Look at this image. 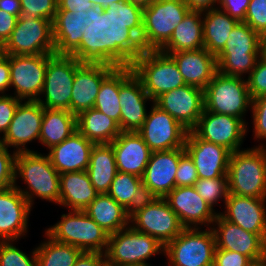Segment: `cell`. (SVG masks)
<instances>
[{"mask_svg":"<svg viewBox=\"0 0 266 266\" xmlns=\"http://www.w3.org/2000/svg\"><path fill=\"white\" fill-rule=\"evenodd\" d=\"M214 222L211 228L214 232L216 248L243 254L255 265L266 262V241L259 234L244 230L225 220L219 213Z\"/></svg>","mask_w":266,"mask_h":266,"instance_id":"obj_19","label":"cell"},{"mask_svg":"<svg viewBox=\"0 0 266 266\" xmlns=\"http://www.w3.org/2000/svg\"><path fill=\"white\" fill-rule=\"evenodd\" d=\"M77 131V116L65 109L44 108L39 142L46 148L60 144Z\"/></svg>","mask_w":266,"mask_h":266,"instance_id":"obj_36","label":"cell"},{"mask_svg":"<svg viewBox=\"0 0 266 266\" xmlns=\"http://www.w3.org/2000/svg\"><path fill=\"white\" fill-rule=\"evenodd\" d=\"M137 133L153 151L184 148L188 130L154 103Z\"/></svg>","mask_w":266,"mask_h":266,"instance_id":"obj_18","label":"cell"},{"mask_svg":"<svg viewBox=\"0 0 266 266\" xmlns=\"http://www.w3.org/2000/svg\"><path fill=\"white\" fill-rule=\"evenodd\" d=\"M130 225L164 247L185 229L165 198L156 197H147L130 213Z\"/></svg>","mask_w":266,"mask_h":266,"instance_id":"obj_11","label":"cell"},{"mask_svg":"<svg viewBox=\"0 0 266 266\" xmlns=\"http://www.w3.org/2000/svg\"><path fill=\"white\" fill-rule=\"evenodd\" d=\"M162 252L164 246L154 237L129 225L109 235L105 261L110 266H146L151 265L146 260Z\"/></svg>","mask_w":266,"mask_h":266,"instance_id":"obj_10","label":"cell"},{"mask_svg":"<svg viewBox=\"0 0 266 266\" xmlns=\"http://www.w3.org/2000/svg\"><path fill=\"white\" fill-rule=\"evenodd\" d=\"M120 64L102 81L93 108L116 121L120 128Z\"/></svg>","mask_w":266,"mask_h":266,"instance_id":"obj_39","label":"cell"},{"mask_svg":"<svg viewBox=\"0 0 266 266\" xmlns=\"http://www.w3.org/2000/svg\"><path fill=\"white\" fill-rule=\"evenodd\" d=\"M84 212L109 235L130 225V212L107 193L98 194Z\"/></svg>","mask_w":266,"mask_h":266,"instance_id":"obj_31","label":"cell"},{"mask_svg":"<svg viewBox=\"0 0 266 266\" xmlns=\"http://www.w3.org/2000/svg\"><path fill=\"white\" fill-rule=\"evenodd\" d=\"M105 262V254L103 253L83 252L74 266H103Z\"/></svg>","mask_w":266,"mask_h":266,"instance_id":"obj_55","label":"cell"},{"mask_svg":"<svg viewBox=\"0 0 266 266\" xmlns=\"http://www.w3.org/2000/svg\"><path fill=\"white\" fill-rule=\"evenodd\" d=\"M90 1L94 4L95 8H96V0H87V2Z\"/></svg>","mask_w":266,"mask_h":266,"instance_id":"obj_60","label":"cell"},{"mask_svg":"<svg viewBox=\"0 0 266 266\" xmlns=\"http://www.w3.org/2000/svg\"><path fill=\"white\" fill-rule=\"evenodd\" d=\"M204 48L217 56L225 47L229 34L238 21L219 8L202 13Z\"/></svg>","mask_w":266,"mask_h":266,"instance_id":"obj_35","label":"cell"},{"mask_svg":"<svg viewBox=\"0 0 266 266\" xmlns=\"http://www.w3.org/2000/svg\"><path fill=\"white\" fill-rule=\"evenodd\" d=\"M184 149L192 158L198 178L227 176L231 152L225 147L200 139L188 131Z\"/></svg>","mask_w":266,"mask_h":266,"instance_id":"obj_24","label":"cell"},{"mask_svg":"<svg viewBox=\"0 0 266 266\" xmlns=\"http://www.w3.org/2000/svg\"><path fill=\"white\" fill-rule=\"evenodd\" d=\"M124 60L121 49L103 57L87 59L76 71L70 112L78 116L93 108L102 81Z\"/></svg>","mask_w":266,"mask_h":266,"instance_id":"obj_7","label":"cell"},{"mask_svg":"<svg viewBox=\"0 0 266 266\" xmlns=\"http://www.w3.org/2000/svg\"><path fill=\"white\" fill-rule=\"evenodd\" d=\"M191 10L184 0H155L121 35V51L160 50Z\"/></svg>","mask_w":266,"mask_h":266,"instance_id":"obj_2","label":"cell"},{"mask_svg":"<svg viewBox=\"0 0 266 266\" xmlns=\"http://www.w3.org/2000/svg\"><path fill=\"white\" fill-rule=\"evenodd\" d=\"M184 2L187 4L188 8L191 11L202 13L209 11L210 9L218 8V6H216V3L217 5H219V0H184Z\"/></svg>","mask_w":266,"mask_h":266,"instance_id":"obj_56","label":"cell"},{"mask_svg":"<svg viewBox=\"0 0 266 266\" xmlns=\"http://www.w3.org/2000/svg\"><path fill=\"white\" fill-rule=\"evenodd\" d=\"M0 9L14 16H21L20 0H0Z\"/></svg>","mask_w":266,"mask_h":266,"instance_id":"obj_58","label":"cell"},{"mask_svg":"<svg viewBox=\"0 0 266 266\" xmlns=\"http://www.w3.org/2000/svg\"><path fill=\"white\" fill-rule=\"evenodd\" d=\"M121 105L120 130L137 132L144 124L147 116L146 102H153L144 90L141 80L133 73L132 67L124 59L120 63Z\"/></svg>","mask_w":266,"mask_h":266,"instance_id":"obj_15","label":"cell"},{"mask_svg":"<svg viewBox=\"0 0 266 266\" xmlns=\"http://www.w3.org/2000/svg\"><path fill=\"white\" fill-rule=\"evenodd\" d=\"M48 55H9L10 88L21 101H37L41 96Z\"/></svg>","mask_w":266,"mask_h":266,"instance_id":"obj_16","label":"cell"},{"mask_svg":"<svg viewBox=\"0 0 266 266\" xmlns=\"http://www.w3.org/2000/svg\"><path fill=\"white\" fill-rule=\"evenodd\" d=\"M21 16L44 18L53 22L58 10V0H20Z\"/></svg>","mask_w":266,"mask_h":266,"instance_id":"obj_43","label":"cell"},{"mask_svg":"<svg viewBox=\"0 0 266 266\" xmlns=\"http://www.w3.org/2000/svg\"><path fill=\"white\" fill-rule=\"evenodd\" d=\"M52 27L57 55L93 59L121 49V35L96 8L86 12L57 10Z\"/></svg>","mask_w":266,"mask_h":266,"instance_id":"obj_1","label":"cell"},{"mask_svg":"<svg viewBox=\"0 0 266 266\" xmlns=\"http://www.w3.org/2000/svg\"><path fill=\"white\" fill-rule=\"evenodd\" d=\"M194 187L197 193L213 209L223 199L224 205L229 195L227 176L213 179L198 178Z\"/></svg>","mask_w":266,"mask_h":266,"instance_id":"obj_41","label":"cell"},{"mask_svg":"<svg viewBox=\"0 0 266 266\" xmlns=\"http://www.w3.org/2000/svg\"><path fill=\"white\" fill-rule=\"evenodd\" d=\"M261 55L266 59V36L262 37V51Z\"/></svg>","mask_w":266,"mask_h":266,"instance_id":"obj_59","label":"cell"},{"mask_svg":"<svg viewBox=\"0 0 266 266\" xmlns=\"http://www.w3.org/2000/svg\"><path fill=\"white\" fill-rule=\"evenodd\" d=\"M250 0H219L218 8L238 22H244Z\"/></svg>","mask_w":266,"mask_h":266,"instance_id":"obj_51","label":"cell"},{"mask_svg":"<svg viewBox=\"0 0 266 266\" xmlns=\"http://www.w3.org/2000/svg\"><path fill=\"white\" fill-rule=\"evenodd\" d=\"M117 172L112 145L95 144L87 168V173L95 190L99 194L107 193Z\"/></svg>","mask_w":266,"mask_h":266,"instance_id":"obj_34","label":"cell"},{"mask_svg":"<svg viewBox=\"0 0 266 266\" xmlns=\"http://www.w3.org/2000/svg\"><path fill=\"white\" fill-rule=\"evenodd\" d=\"M184 148L151 152L142 178L147 197L164 198L175 188V177Z\"/></svg>","mask_w":266,"mask_h":266,"instance_id":"obj_22","label":"cell"},{"mask_svg":"<svg viewBox=\"0 0 266 266\" xmlns=\"http://www.w3.org/2000/svg\"><path fill=\"white\" fill-rule=\"evenodd\" d=\"M185 228L164 247L167 266H213L216 248L211 227Z\"/></svg>","mask_w":266,"mask_h":266,"instance_id":"obj_13","label":"cell"},{"mask_svg":"<svg viewBox=\"0 0 266 266\" xmlns=\"http://www.w3.org/2000/svg\"><path fill=\"white\" fill-rule=\"evenodd\" d=\"M5 55L55 54L52 21L20 16L10 37L2 45Z\"/></svg>","mask_w":266,"mask_h":266,"instance_id":"obj_14","label":"cell"},{"mask_svg":"<svg viewBox=\"0 0 266 266\" xmlns=\"http://www.w3.org/2000/svg\"><path fill=\"white\" fill-rule=\"evenodd\" d=\"M266 199L229 194L225 211L219 214L227 221L266 241Z\"/></svg>","mask_w":266,"mask_h":266,"instance_id":"obj_26","label":"cell"},{"mask_svg":"<svg viewBox=\"0 0 266 266\" xmlns=\"http://www.w3.org/2000/svg\"><path fill=\"white\" fill-rule=\"evenodd\" d=\"M0 54H2V45L0 44Z\"/></svg>","mask_w":266,"mask_h":266,"instance_id":"obj_62","label":"cell"},{"mask_svg":"<svg viewBox=\"0 0 266 266\" xmlns=\"http://www.w3.org/2000/svg\"><path fill=\"white\" fill-rule=\"evenodd\" d=\"M245 255L235 251L215 248L213 266H254Z\"/></svg>","mask_w":266,"mask_h":266,"instance_id":"obj_49","label":"cell"},{"mask_svg":"<svg viewBox=\"0 0 266 266\" xmlns=\"http://www.w3.org/2000/svg\"><path fill=\"white\" fill-rule=\"evenodd\" d=\"M240 118L204 110L197 125L191 130L198 138L228 149L240 150L248 127ZM245 135V136H244Z\"/></svg>","mask_w":266,"mask_h":266,"instance_id":"obj_17","label":"cell"},{"mask_svg":"<svg viewBox=\"0 0 266 266\" xmlns=\"http://www.w3.org/2000/svg\"><path fill=\"white\" fill-rule=\"evenodd\" d=\"M94 145L77 130L60 144L52 146L47 155L59 174L87 171Z\"/></svg>","mask_w":266,"mask_h":266,"instance_id":"obj_27","label":"cell"},{"mask_svg":"<svg viewBox=\"0 0 266 266\" xmlns=\"http://www.w3.org/2000/svg\"><path fill=\"white\" fill-rule=\"evenodd\" d=\"M10 88V65L9 55L0 54V94L5 95V91Z\"/></svg>","mask_w":266,"mask_h":266,"instance_id":"obj_54","label":"cell"},{"mask_svg":"<svg viewBox=\"0 0 266 266\" xmlns=\"http://www.w3.org/2000/svg\"><path fill=\"white\" fill-rule=\"evenodd\" d=\"M21 100L12 95H0V134L4 135Z\"/></svg>","mask_w":266,"mask_h":266,"instance_id":"obj_50","label":"cell"},{"mask_svg":"<svg viewBox=\"0 0 266 266\" xmlns=\"http://www.w3.org/2000/svg\"><path fill=\"white\" fill-rule=\"evenodd\" d=\"M252 99L247 79L217 72L204 89V110L244 120Z\"/></svg>","mask_w":266,"mask_h":266,"instance_id":"obj_12","label":"cell"},{"mask_svg":"<svg viewBox=\"0 0 266 266\" xmlns=\"http://www.w3.org/2000/svg\"><path fill=\"white\" fill-rule=\"evenodd\" d=\"M153 103L191 131L204 111V90L185 84L160 95Z\"/></svg>","mask_w":266,"mask_h":266,"instance_id":"obj_21","label":"cell"},{"mask_svg":"<svg viewBox=\"0 0 266 266\" xmlns=\"http://www.w3.org/2000/svg\"><path fill=\"white\" fill-rule=\"evenodd\" d=\"M13 240L0 241V266H37L36 249L29 256Z\"/></svg>","mask_w":266,"mask_h":266,"instance_id":"obj_42","label":"cell"},{"mask_svg":"<svg viewBox=\"0 0 266 266\" xmlns=\"http://www.w3.org/2000/svg\"><path fill=\"white\" fill-rule=\"evenodd\" d=\"M253 134L256 140H266V96L252 99Z\"/></svg>","mask_w":266,"mask_h":266,"instance_id":"obj_48","label":"cell"},{"mask_svg":"<svg viewBox=\"0 0 266 266\" xmlns=\"http://www.w3.org/2000/svg\"><path fill=\"white\" fill-rule=\"evenodd\" d=\"M203 32L202 12L190 11L160 51L169 54L204 48Z\"/></svg>","mask_w":266,"mask_h":266,"instance_id":"obj_32","label":"cell"},{"mask_svg":"<svg viewBox=\"0 0 266 266\" xmlns=\"http://www.w3.org/2000/svg\"><path fill=\"white\" fill-rule=\"evenodd\" d=\"M247 77L251 99L266 96V59L262 55L259 57L255 68Z\"/></svg>","mask_w":266,"mask_h":266,"instance_id":"obj_45","label":"cell"},{"mask_svg":"<svg viewBox=\"0 0 266 266\" xmlns=\"http://www.w3.org/2000/svg\"><path fill=\"white\" fill-rule=\"evenodd\" d=\"M110 144L117 170L142 177L152 152L143 138L137 132H121Z\"/></svg>","mask_w":266,"mask_h":266,"instance_id":"obj_29","label":"cell"},{"mask_svg":"<svg viewBox=\"0 0 266 266\" xmlns=\"http://www.w3.org/2000/svg\"><path fill=\"white\" fill-rule=\"evenodd\" d=\"M31 208L14 186L0 190V241H17L26 235Z\"/></svg>","mask_w":266,"mask_h":266,"instance_id":"obj_25","label":"cell"},{"mask_svg":"<svg viewBox=\"0 0 266 266\" xmlns=\"http://www.w3.org/2000/svg\"><path fill=\"white\" fill-rule=\"evenodd\" d=\"M48 241H43L36 249L37 266H74L83 251L75 246L53 240L46 233Z\"/></svg>","mask_w":266,"mask_h":266,"instance_id":"obj_38","label":"cell"},{"mask_svg":"<svg viewBox=\"0 0 266 266\" xmlns=\"http://www.w3.org/2000/svg\"><path fill=\"white\" fill-rule=\"evenodd\" d=\"M19 17L0 9V44L3 45L16 27Z\"/></svg>","mask_w":266,"mask_h":266,"instance_id":"obj_52","label":"cell"},{"mask_svg":"<svg viewBox=\"0 0 266 266\" xmlns=\"http://www.w3.org/2000/svg\"><path fill=\"white\" fill-rule=\"evenodd\" d=\"M98 194L87 171L60 174V206L69 210L84 211Z\"/></svg>","mask_w":266,"mask_h":266,"instance_id":"obj_30","label":"cell"},{"mask_svg":"<svg viewBox=\"0 0 266 266\" xmlns=\"http://www.w3.org/2000/svg\"><path fill=\"white\" fill-rule=\"evenodd\" d=\"M107 194L130 213L147 198L141 177L119 171Z\"/></svg>","mask_w":266,"mask_h":266,"instance_id":"obj_37","label":"cell"},{"mask_svg":"<svg viewBox=\"0 0 266 266\" xmlns=\"http://www.w3.org/2000/svg\"><path fill=\"white\" fill-rule=\"evenodd\" d=\"M77 130L94 144H110L122 132L116 121L95 108L77 116Z\"/></svg>","mask_w":266,"mask_h":266,"instance_id":"obj_33","label":"cell"},{"mask_svg":"<svg viewBox=\"0 0 266 266\" xmlns=\"http://www.w3.org/2000/svg\"><path fill=\"white\" fill-rule=\"evenodd\" d=\"M91 8H95V6L92 2H87V0H58V10L86 12Z\"/></svg>","mask_w":266,"mask_h":266,"instance_id":"obj_53","label":"cell"},{"mask_svg":"<svg viewBox=\"0 0 266 266\" xmlns=\"http://www.w3.org/2000/svg\"><path fill=\"white\" fill-rule=\"evenodd\" d=\"M197 180V169L190 155L184 151L180 155V161L175 177V187L194 186Z\"/></svg>","mask_w":266,"mask_h":266,"instance_id":"obj_47","label":"cell"},{"mask_svg":"<svg viewBox=\"0 0 266 266\" xmlns=\"http://www.w3.org/2000/svg\"><path fill=\"white\" fill-rule=\"evenodd\" d=\"M20 176L27 184L26 189L16 183ZM14 187L27 199L31 207L36 197L59 204L60 174L51 164L48 155L37 151L17 153Z\"/></svg>","mask_w":266,"mask_h":266,"instance_id":"obj_4","label":"cell"},{"mask_svg":"<svg viewBox=\"0 0 266 266\" xmlns=\"http://www.w3.org/2000/svg\"><path fill=\"white\" fill-rule=\"evenodd\" d=\"M254 266H266V262L265 263H261V264H257V265H254Z\"/></svg>","mask_w":266,"mask_h":266,"instance_id":"obj_61","label":"cell"},{"mask_svg":"<svg viewBox=\"0 0 266 266\" xmlns=\"http://www.w3.org/2000/svg\"><path fill=\"white\" fill-rule=\"evenodd\" d=\"M178 66L184 82L204 90L218 72L216 56L205 48L169 53Z\"/></svg>","mask_w":266,"mask_h":266,"instance_id":"obj_28","label":"cell"},{"mask_svg":"<svg viewBox=\"0 0 266 266\" xmlns=\"http://www.w3.org/2000/svg\"><path fill=\"white\" fill-rule=\"evenodd\" d=\"M96 9L120 35L131 25L125 0H96Z\"/></svg>","mask_w":266,"mask_h":266,"instance_id":"obj_40","label":"cell"},{"mask_svg":"<svg viewBox=\"0 0 266 266\" xmlns=\"http://www.w3.org/2000/svg\"><path fill=\"white\" fill-rule=\"evenodd\" d=\"M23 102L18 104L8 130L0 137V143L7 148H15V153L32 152L27 149L26 143L39 141L44 114V108L38 101Z\"/></svg>","mask_w":266,"mask_h":266,"instance_id":"obj_20","label":"cell"},{"mask_svg":"<svg viewBox=\"0 0 266 266\" xmlns=\"http://www.w3.org/2000/svg\"><path fill=\"white\" fill-rule=\"evenodd\" d=\"M13 151L9 153L8 148L0 143V190L7 189L15 184V160Z\"/></svg>","mask_w":266,"mask_h":266,"instance_id":"obj_46","label":"cell"},{"mask_svg":"<svg viewBox=\"0 0 266 266\" xmlns=\"http://www.w3.org/2000/svg\"><path fill=\"white\" fill-rule=\"evenodd\" d=\"M53 240L75 246L83 252H100L105 254L109 234L102 229L84 211L69 210L62 214L61 220L45 229Z\"/></svg>","mask_w":266,"mask_h":266,"instance_id":"obj_8","label":"cell"},{"mask_svg":"<svg viewBox=\"0 0 266 266\" xmlns=\"http://www.w3.org/2000/svg\"><path fill=\"white\" fill-rule=\"evenodd\" d=\"M227 180L229 194L266 199V146L231 153Z\"/></svg>","mask_w":266,"mask_h":266,"instance_id":"obj_5","label":"cell"},{"mask_svg":"<svg viewBox=\"0 0 266 266\" xmlns=\"http://www.w3.org/2000/svg\"><path fill=\"white\" fill-rule=\"evenodd\" d=\"M262 37L247 23L238 22L224 49L216 56L218 72L225 76L250 75L261 56Z\"/></svg>","mask_w":266,"mask_h":266,"instance_id":"obj_6","label":"cell"},{"mask_svg":"<svg viewBox=\"0 0 266 266\" xmlns=\"http://www.w3.org/2000/svg\"><path fill=\"white\" fill-rule=\"evenodd\" d=\"M164 198L185 228H202L198 225L209 228L218 214L200 197L194 186L175 187Z\"/></svg>","mask_w":266,"mask_h":266,"instance_id":"obj_23","label":"cell"},{"mask_svg":"<svg viewBox=\"0 0 266 266\" xmlns=\"http://www.w3.org/2000/svg\"><path fill=\"white\" fill-rule=\"evenodd\" d=\"M155 0H125L127 6V18L132 21L141 10L148 7Z\"/></svg>","mask_w":266,"mask_h":266,"instance_id":"obj_57","label":"cell"},{"mask_svg":"<svg viewBox=\"0 0 266 266\" xmlns=\"http://www.w3.org/2000/svg\"><path fill=\"white\" fill-rule=\"evenodd\" d=\"M122 53L153 102L160 95L186 84L177 64L169 54L160 50Z\"/></svg>","mask_w":266,"mask_h":266,"instance_id":"obj_3","label":"cell"},{"mask_svg":"<svg viewBox=\"0 0 266 266\" xmlns=\"http://www.w3.org/2000/svg\"><path fill=\"white\" fill-rule=\"evenodd\" d=\"M244 22L247 23L261 37H265L266 0H250Z\"/></svg>","mask_w":266,"mask_h":266,"instance_id":"obj_44","label":"cell"},{"mask_svg":"<svg viewBox=\"0 0 266 266\" xmlns=\"http://www.w3.org/2000/svg\"><path fill=\"white\" fill-rule=\"evenodd\" d=\"M86 60L76 55L48 54L42 96L37 100L43 108L70 111L75 71Z\"/></svg>","mask_w":266,"mask_h":266,"instance_id":"obj_9","label":"cell"}]
</instances>
